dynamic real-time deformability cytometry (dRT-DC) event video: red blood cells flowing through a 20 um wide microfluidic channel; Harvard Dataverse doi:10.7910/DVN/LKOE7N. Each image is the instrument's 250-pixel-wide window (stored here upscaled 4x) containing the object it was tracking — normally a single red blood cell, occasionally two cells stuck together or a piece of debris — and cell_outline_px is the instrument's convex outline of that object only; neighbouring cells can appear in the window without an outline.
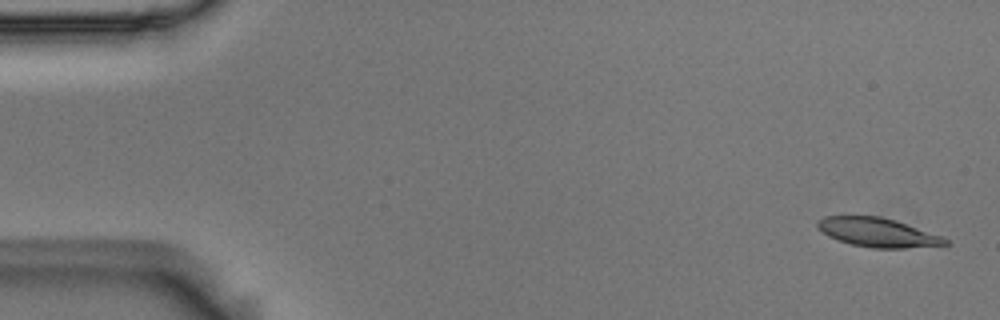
{"species": "Egyptian fruit bat (a non-hibernating species)", "species_latin": "Rousettus aegyptiacus", "temperature_condition": "room temperature", "stored_images_in_passage": 54, "camera_frame_rate_fps": 3000, "um_per_image_px": 0.085, "animal": {"sex": "male"}, "frame": {"image": 1, "passage_image": 2, "time_ms": 0.333, "image_size_px": [1000, 320], "cell_outline_px": [[952, 244], [904, 248], [872, 248], [852, 244], [836, 240], [828, 236], [816, 228], [816, 220], [824, 216], [880, 216], [896, 220], [944, 236]], "centroid_in_image_um": [74.6, 19.75], "position_along_channel_um": 10.4, "area_um2": 21.91}}
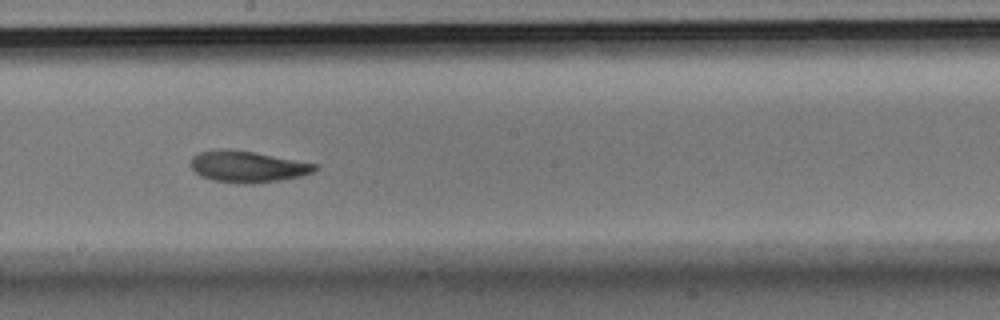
{"frame": {"image": 2, "passage_image": 30, "time_ms": 9.667, "image_size_px": [1000, 320], "cell_outline_px": [[320, 168], [312, 172], [300, 176], [280, 180], [252, 184], [244, 184], [212, 180], [200, 176], [188, 164], [192, 156], [200, 152], [220, 148], [228, 148], [252, 152], [320, 164]], "centroid_in_image_um": [21.03, 14.16], "position_along_channel_um": 227.2, "area_um2": 22.95}}
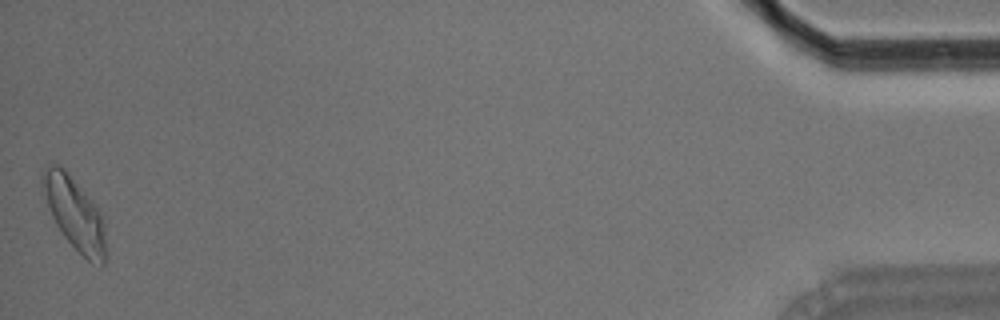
{"frame": {"image": 3, "passage_image": 54, "time_ms": 17.667, "image_size_px": [1000, 320], "cell_outline_px": [[104, 264], [100, 268], [92, 264], [64, 236], [56, 224], [52, 216], [40, 180], [40, 176], [48, 164], [60, 164], [64, 168], [96, 204], [100, 212], [104, 224]], "centroid_in_image_um": [6.34, 18.12], "position_along_channel_um": 428.9, "area_um2": 26.3}, "authors_computed_cell_mechanics": {"area_um2": 22.5709, "velocity_mm_per_s": 3.6925, "shape_relaxation_time_tau1_ms": 4.4421, "shape_relaxation_time_tau2_ms": 2.9758, "deformation_change_tau1": 0.1532, "deformation_change_tau2": 0.0887}}